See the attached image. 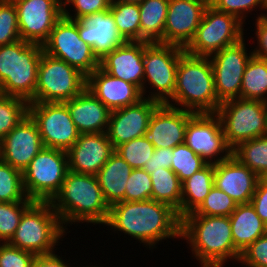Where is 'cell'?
Masks as SVG:
<instances>
[{"label":"cell","mask_w":267,"mask_h":267,"mask_svg":"<svg viewBox=\"0 0 267 267\" xmlns=\"http://www.w3.org/2000/svg\"><path fill=\"white\" fill-rule=\"evenodd\" d=\"M152 249L166 238H180L181 219L170 205L152 199L112 204L106 222Z\"/></svg>","instance_id":"6da1fadb"},{"label":"cell","mask_w":267,"mask_h":267,"mask_svg":"<svg viewBox=\"0 0 267 267\" xmlns=\"http://www.w3.org/2000/svg\"><path fill=\"white\" fill-rule=\"evenodd\" d=\"M180 238L190 244L193 256L201 267H224L228 259L239 261L235 248L229 216L195 215L181 218Z\"/></svg>","instance_id":"7a4b0ae2"},{"label":"cell","mask_w":267,"mask_h":267,"mask_svg":"<svg viewBox=\"0 0 267 267\" xmlns=\"http://www.w3.org/2000/svg\"><path fill=\"white\" fill-rule=\"evenodd\" d=\"M50 203L64 229L67 224L77 222L105 225L109 217L110 206L94 175L68 171L60 191Z\"/></svg>","instance_id":"3957f363"},{"label":"cell","mask_w":267,"mask_h":267,"mask_svg":"<svg viewBox=\"0 0 267 267\" xmlns=\"http://www.w3.org/2000/svg\"><path fill=\"white\" fill-rule=\"evenodd\" d=\"M170 100L165 104L194 113L217 112L221 102L215 92L214 72L209 57L186 52L180 56L174 94ZM170 102H175L176 106Z\"/></svg>","instance_id":"277c9868"},{"label":"cell","mask_w":267,"mask_h":267,"mask_svg":"<svg viewBox=\"0 0 267 267\" xmlns=\"http://www.w3.org/2000/svg\"><path fill=\"white\" fill-rule=\"evenodd\" d=\"M66 230L50 201H34L21 216L11 246L30 251L35 255L55 252L54 247ZM59 240V241H58Z\"/></svg>","instance_id":"5b68a950"},{"label":"cell","mask_w":267,"mask_h":267,"mask_svg":"<svg viewBox=\"0 0 267 267\" xmlns=\"http://www.w3.org/2000/svg\"><path fill=\"white\" fill-rule=\"evenodd\" d=\"M216 114L232 149L243 141L267 135L266 102L233 98L221 102Z\"/></svg>","instance_id":"8992f818"},{"label":"cell","mask_w":267,"mask_h":267,"mask_svg":"<svg viewBox=\"0 0 267 267\" xmlns=\"http://www.w3.org/2000/svg\"><path fill=\"white\" fill-rule=\"evenodd\" d=\"M184 52V48L177 45L144 42L143 98L161 104L169 101L174 94L178 62ZM147 82L154 92H149L150 96L145 97Z\"/></svg>","instance_id":"52a82bcc"},{"label":"cell","mask_w":267,"mask_h":267,"mask_svg":"<svg viewBox=\"0 0 267 267\" xmlns=\"http://www.w3.org/2000/svg\"><path fill=\"white\" fill-rule=\"evenodd\" d=\"M236 16L207 6L193 39L184 48L190 55L210 57L244 38V27Z\"/></svg>","instance_id":"ba28073f"},{"label":"cell","mask_w":267,"mask_h":267,"mask_svg":"<svg viewBox=\"0 0 267 267\" xmlns=\"http://www.w3.org/2000/svg\"><path fill=\"white\" fill-rule=\"evenodd\" d=\"M68 171L67 151L43 148L22 172L27 197L51 201L60 191Z\"/></svg>","instance_id":"9c48e42d"},{"label":"cell","mask_w":267,"mask_h":267,"mask_svg":"<svg viewBox=\"0 0 267 267\" xmlns=\"http://www.w3.org/2000/svg\"><path fill=\"white\" fill-rule=\"evenodd\" d=\"M87 77L65 61L43 51L38 66L35 102L64 103L80 94Z\"/></svg>","instance_id":"30bf717a"},{"label":"cell","mask_w":267,"mask_h":267,"mask_svg":"<svg viewBox=\"0 0 267 267\" xmlns=\"http://www.w3.org/2000/svg\"><path fill=\"white\" fill-rule=\"evenodd\" d=\"M45 53L65 61L86 77L100 67V60L92 47L79 36L78 20L64 15L56 22L49 39L43 44Z\"/></svg>","instance_id":"8fae6325"},{"label":"cell","mask_w":267,"mask_h":267,"mask_svg":"<svg viewBox=\"0 0 267 267\" xmlns=\"http://www.w3.org/2000/svg\"><path fill=\"white\" fill-rule=\"evenodd\" d=\"M28 115L36 123L45 148L68 151L80 135L65 103H29Z\"/></svg>","instance_id":"7c38bea8"},{"label":"cell","mask_w":267,"mask_h":267,"mask_svg":"<svg viewBox=\"0 0 267 267\" xmlns=\"http://www.w3.org/2000/svg\"><path fill=\"white\" fill-rule=\"evenodd\" d=\"M184 143L206 163L216 164L232 156L216 113H194L188 120Z\"/></svg>","instance_id":"4fadbf2b"},{"label":"cell","mask_w":267,"mask_h":267,"mask_svg":"<svg viewBox=\"0 0 267 267\" xmlns=\"http://www.w3.org/2000/svg\"><path fill=\"white\" fill-rule=\"evenodd\" d=\"M245 46L243 38L209 57L214 72L215 92L220 102L240 98L243 74L253 55L247 53Z\"/></svg>","instance_id":"5bb4252c"},{"label":"cell","mask_w":267,"mask_h":267,"mask_svg":"<svg viewBox=\"0 0 267 267\" xmlns=\"http://www.w3.org/2000/svg\"><path fill=\"white\" fill-rule=\"evenodd\" d=\"M43 51V45L37 43L22 39L14 42L13 78H7L0 85V93L35 103L38 66Z\"/></svg>","instance_id":"9a60e30c"},{"label":"cell","mask_w":267,"mask_h":267,"mask_svg":"<svg viewBox=\"0 0 267 267\" xmlns=\"http://www.w3.org/2000/svg\"><path fill=\"white\" fill-rule=\"evenodd\" d=\"M12 1L17 10L21 39L43 45L56 22L63 16V7L58 0Z\"/></svg>","instance_id":"2e32d148"},{"label":"cell","mask_w":267,"mask_h":267,"mask_svg":"<svg viewBox=\"0 0 267 267\" xmlns=\"http://www.w3.org/2000/svg\"><path fill=\"white\" fill-rule=\"evenodd\" d=\"M43 148L38 127L27 115L0 141V159L23 172Z\"/></svg>","instance_id":"e0dca14e"},{"label":"cell","mask_w":267,"mask_h":267,"mask_svg":"<svg viewBox=\"0 0 267 267\" xmlns=\"http://www.w3.org/2000/svg\"><path fill=\"white\" fill-rule=\"evenodd\" d=\"M161 103L143 98L138 103L111 111L107 134L114 149L144 136L154 110Z\"/></svg>","instance_id":"ac0fdd59"},{"label":"cell","mask_w":267,"mask_h":267,"mask_svg":"<svg viewBox=\"0 0 267 267\" xmlns=\"http://www.w3.org/2000/svg\"><path fill=\"white\" fill-rule=\"evenodd\" d=\"M193 114L192 111L160 104L150 118L144 137L155 149H173L184 143L187 123Z\"/></svg>","instance_id":"d6986e66"},{"label":"cell","mask_w":267,"mask_h":267,"mask_svg":"<svg viewBox=\"0 0 267 267\" xmlns=\"http://www.w3.org/2000/svg\"><path fill=\"white\" fill-rule=\"evenodd\" d=\"M114 152L107 132L80 134L67 151L68 170L77 174L96 176Z\"/></svg>","instance_id":"ffe728a7"},{"label":"cell","mask_w":267,"mask_h":267,"mask_svg":"<svg viewBox=\"0 0 267 267\" xmlns=\"http://www.w3.org/2000/svg\"><path fill=\"white\" fill-rule=\"evenodd\" d=\"M206 7L194 0H169L164 44L185 48L193 39Z\"/></svg>","instance_id":"44dd1931"},{"label":"cell","mask_w":267,"mask_h":267,"mask_svg":"<svg viewBox=\"0 0 267 267\" xmlns=\"http://www.w3.org/2000/svg\"><path fill=\"white\" fill-rule=\"evenodd\" d=\"M258 181L259 176L233 156L214 164V186L237 204L251 202Z\"/></svg>","instance_id":"7402d4cb"},{"label":"cell","mask_w":267,"mask_h":267,"mask_svg":"<svg viewBox=\"0 0 267 267\" xmlns=\"http://www.w3.org/2000/svg\"><path fill=\"white\" fill-rule=\"evenodd\" d=\"M144 41H125L100 60V68L111 76L143 89Z\"/></svg>","instance_id":"603a6c76"},{"label":"cell","mask_w":267,"mask_h":267,"mask_svg":"<svg viewBox=\"0 0 267 267\" xmlns=\"http://www.w3.org/2000/svg\"><path fill=\"white\" fill-rule=\"evenodd\" d=\"M86 87L110 110L124 108L143 99L134 84L114 77L98 67L87 77Z\"/></svg>","instance_id":"cb8c5ba5"},{"label":"cell","mask_w":267,"mask_h":267,"mask_svg":"<svg viewBox=\"0 0 267 267\" xmlns=\"http://www.w3.org/2000/svg\"><path fill=\"white\" fill-rule=\"evenodd\" d=\"M78 32L80 38L92 47L93 53L99 60L125 42L118 33L109 10L78 20Z\"/></svg>","instance_id":"d4e9b609"},{"label":"cell","mask_w":267,"mask_h":267,"mask_svg":"<svg viewBox=\"0 0 267 267\" xmlns=\"http://www.w3.org/2000/svg\"><path fill=\"white\" fill-rule=\"evenodd\" d=\"M64 103L80 134L107 132L111 111L87 87Z\"/></svg>","instance_id":"484cf974"},{"label":"cell","mask_w":267,"mask_h":267,"mask_svg":"<svg viewBox=\"0 0 267 267\" xmlns=\"http://www.w3.org/2000/svg\"><path fill=\"white\" fill-rule=\"evenodd\" d=\"M229 219L234 246L240 253L259 237L267 234V226L251 203L238 204Z\"/></svg>","instance_id":"4316f807"},{"label":"cell","mask_w":267,"mask_h":267,"mask_svg":"<svg viewBox=\"0 0 267 267\" xmlns=\"http://www.w3.org/2000/svg\"><path fill=\"white\" fill-rule=\"evenodd\" d=\"M133 168L116 152L98 171L96 177L109 206L125 201L127 181Z\"/></svg>","instance_id":"83f0119b"},{"label":"cell","mask_w":267,"mask_h":267,"mask_svg":"<svg viewBox=\"0 0 267 267\" xmlns=\"http://www.w3.org/2000/svg\"><path fill=\"white\" fill-rule=\"evenodd\" d=\"M140 41L164 44L169 0H140Z\"/></svg>","instance_id":"f1b7e54d"},{"label":"cell","mask_w":267,"mask_h":267,"mask_svg":"<svg viewBox=\"0 0 267 267\" xmlns=\"http://www.w3.org/2000/svg\"><path fill=\"white\" fill-rule=\"evenodd\" d=\"M214 186V164L207 163L201 170L182 182L181 218L194 212Z\"/></svg>","instance_id":"f546056e"},{"label":"cell","mask_w":267,"mask_h":267,"mask_svg":"<svg viewBox=\"0 0 267 267\" xmlns=\"http://www.w3.org/2000/svg\"><path fill=\"white\" fill-rule=\"evenodd\" d=\"M152 200L170 205L181 219L182 182L171 169H159L150 174Z\"/></svg>","instance_id":"4dcf8cb0"},{"label":"cell","mask_w":267,"mask_h":267,"mask_svg":"<svg viewBox=\"0 0 267 267\" xmlns=\"http://www.w3.org/2000/svg\"><path fill=\"white\" fill-rule=\"evenodd\" d=\"M240 98L267 103V61L254 55L248 61L242 79Z\"/></svg>","instance_id":"1f68e13d"},{"label":"cell","mask_w":267,"mask_h":267,"mask_svg":"<svg viewBox=\"0 0 267 267\" xmlns=\"http://www.w3.org/2000/svg\"><path fill=\"white\" fill-rule=\"evenodd\" d=\"M118 33L125 41H140V9L138 1L111 3Z\"/></svg>","instance_id":"d6a6232c"},{"label":"cell","mask_w":267,"mask_h":267,"mask_svg":"<svg viewBox=\"0 0 267 267\" xmlns=\"http://www.w3.org/2000/svg\"><path fill=\"white\" fill-rule=\"evenodd\" d=\"M232 156L259 176L267 170V135L239 143Z\"/></svg>","instance_id":"836d02e7"},{"label":"cell","mask_w":267,"mask_h":267,"mask_svg":"<svg viewBox=\"0 0 267 267\" xmlns=\"http://www.w3.org/2000/svg\"><path fill=\"white\" fill-rule=\"evenodd\" d=\"M0 202H34L27 197L22 171L0 159Z\"/></svg>","instance_id":"e575fe53"},{"label":"cell","mask_w":267,"mask_h":267,"mask_svg":"<svg viewBox=\"0 0 267 267\" xmlns=\"http://www.w3.org/2000/svg\"><path fill=\"white\" fill-rule=\"evenodd\" d=\"M29 102L0 93V141L28 115Z\"/></svg>","instance_id":"d590c367"},{"label":"cell","mask_w":267,"mask_h":267,"mask_svg":"<svg viewBox=\"0 0 267 267\" xmlns=\"http://www.w3.org/2000/svg\"><path fill=\"white\" fill-rule=\"evenodd\" d=\"M155 147L144 136L119 145L115 152L133 169H143L150 161Z\"/></svg>","instance_id":"8d00e7d4"},{"label":"cell","mask_w":267,"mask_h":267,"mask_svg":"<svg viewBox=\"0 0 267 267\" xmlns=\"http://www.w3.org/2000/svg\"><path fill=\"white\" fill-rule=\"evenodd\" d=\"M171 170L181 182L201 170L207 163L185 143L177 145L172 150Z\"/></svg>","instance_id":"74e56055"},{"label":"cell","mask_w":267,"mask_h":267,"mask_svg":"<svg viewBox=\"0 0 267 267\" xmlns=\"http://www.w3.org/2000/svg\"><path fill=\"white\" fill-rule=\"evenodd\" d=\"M237 203L225 192L213 186L201 205L193 212L204 216H230L237 207Z\"/></svg>","instance_id":"f35d334b"},{"label":"cell","mask_w":267,"mask_h":267,"mask_svg":"<svg viewBox=\"0 0 267 267\" xmlns=\"http://www.w3.org/2000/svg\"><path fill=\"white\" fill-rule=\"evenodd\" d=\"M33 202H0V243L14 236L24 211Z\"/></svg>","instance_id":"ab89813d"},{"label":"cell","mask_w":267,"mask_h":267,"mask_svg":"<svg viewBox=\"0 0 267 267\" xmlns=\"http://www.w3.org/2000/svg\"><path fill=\"white\" fill-rule=\"evenodd\" d=\"M17 10L12 0H0V46L20 40Z\"/></svg>","instance_id":"60d3db41"},{"label":"cell","mask_w":267,"mask_h":267,"mask_svg":"<svg viewBox=\"0 0 267 267\" xmlns=\"http://www.w3.org/2000/svg\"><path fill=\"white\" fill-rule=\"evenodd\" d=\"M152 181L144 169H133L125 190V201H143L152 199Z\"/></svg>","instance_id":"b9f144b4"},{"label":"cell","mask_w":267,"mask_h":267,"mask_svg":"<svg viewBox=\"0 0 267 267\" xmlns=\"http://www.w3.org/2000/svg\"><path fill=\"white\" fill-rule=\"evenodd\" d=\"M216 10L236 16L245 23V18L253 8H262V0H213L212 5Z\"/></svg>","instance_id":"7bdbcfd3"},{"label":"cell","mask_w":267,"mask_h":267,"mask_svg":"<svg viewBox=\"0 0 267 267\" xmlns=\"http://www.w3.org/2000/svg\"><path fill=\"white\" fill-rule=\"evenodd\" d=\"M74 6L75 14H70L66 7L68 5ZM111 0H70L63 8V15L72 20L87 19L90 15L109 10Z\"/></svg>","instance_id":"ee69618b"},{"label":"cell","mask_w":267,"mask_h":267,"mask_svg":"<svg viewBox=\"0 0 267 267\" xmlns=\"http://www.w3.org/2000/svg\"><path fill=\"white\" fill-rule=\"evenodd\" d=\"M238 263L246 265L245 267H267V234L243 250Z\"/></svg>","instance_id":"f6af8a7d"},{"label":"cell","mask_w":267,"mask_h":267,"mask_svg":"<svg viewBox=\"0 0 267 267\" xmlns=\"http://www.w3.org/2000/svg\"><path fill=\"white\" fill-rule=\"evenodd\" d=\"M35 254L11 246L8 242L0 244V267H29Z\"/></svg>","instance_id":"bcb514c9"},{"label":"cell","mask_w":267,"mask_h":267,"mask_svg":"<svg viewBox=\"0 0 267 267\" xmlns=\"http://www.w3.org/2000/svg\"><path fill=\"white\" fill-rule=\"evenodd\" d=\"M171 148H159L155 149L153 156L151 157L150 161L144 166V170L151 174L155 170L159 169H171L172 164V153Z\"/></svg>","instance_id":"7dc6e473"},{"label":"cell","mask_w":267,"mask_h":267,"mask_svg":"<svg viewBox=\"0 0 267 267\" xmlns=\"http://www.w3.org/2000/svg\"><path fill=\"white\" fill-rule=\"evenodd\" d=\"M14 43L0 46V85L13 78Z\"/></svg>","instance_id":"c3c4849f"},{"label":"cell","mask_w":267,"mask_h":267,"mask_svg":"<svg viewBox=\"0 0 267 267\" xmlns=\"http://www.w3.org/2000/svg\"><path fill=\"white\" fill-rule=\"evenodd\" d=\"M250 203L255 208L257 215L267 226V185L258 181Z\"/></svg>","instance_id":"681fc988"},{"label":"cell","mask_w":267,"mask_h":267,"mask_svg":"<svg viewBox=\"0 0 267 267\" xmlns=\"http://www.w3.org/2000/svg\"><path fill=\"white\" fill-rule=\"evenodd\" d=\"M256 20V38L257 47L251 52L255 57L267 61V26L263 25L258 19Z\"/></svg>","instance_id":"f907efd6"},{"label":"cell","mask_w":267,"mask_h":267,"mask_svg":"<svg viewBox=\"0 0 267 267\" xmlns=\"http://www.w3.org/2000/svg\"><path fill=\"white\" fill-rule=\"evenodd\" d=\"M29 267H70L55 252L36 255Z\"/></svg>","instance_id":"816d5d0a"},{"label":"cell","mask_w":267,"mask_h":267,"mask_svg":"<svg viewBox=\"0 0 267 267\" xmlns=\"http://www.w3.org/2000/svg\"><path fill=\"white\" fill-rule=\"evenodd\" d=\"M262 10H264V11H267L266 9H267V6H262V8H261ZM257 19L263 24V25H265V26H267V14H263V13H261L258 17H257Z\"/></svg>","instance_id":"f5cc1de1"},{"label":"cell","mask_w":267,"mask_h":267,"mask_svg":"<svg viewBox=\"0 0 267 267\" xmlns=\"http://www.w3.org/2000/svg\"><path fill=\"white\" fill-rule=\"evenodd\" d=\"M259 181L262 184L267 185V170H265L262 174L259 175Z\"/></svg>","instance_id":"db71d44e"},{"label":"cell","mask_w":267,"mask_h":267,"mask_svg":"<svg viewBox=\"0 0 267 267\" xmlns=\"http://www.w3.org/2000/svg\"><path fill=\"white\" fill-rule=\"evenodd\" d=\"M194 1L201 2L205 4L206 6H211L213 0H194Z\"/></svg>","instance_id":"11a10c76"},{"label":"cell","mask_w":267,"mask_h":267,"mask_svg":"<svg viewBox=\"0 0 267 267\" xmlns=\"http://www.w3.org/2000/svg\"><path fill=\"white\" fill-rule=\"evenodd\" d=\"M132 1H140V0H111V3H117V2H132Z\"/></svg>","instance_id":"9f6ffc18"},{"label":"cell","mask_w":267,"mask_h":267,"mask_svg":"<svg viewBox=\"0 0 267 267\" xmlns=\"http://www.w3.org/2000/svg\"><path fill=\"white\" fill-rule=\"evenodd\" d=\"M70 0H58V2L60 3V5L64 8L66 5H67V3L69 2Z\"/></svg>","instance_id":"6f0895ef"},{"label":"cell","mask_w":267,"mask_h":267,"mask_svg":"<svg viewBox=\"0 0 267 267\" xmlns=\"http://www.w3.org/2000/svg\"><path fill=\"white\" fill-rule=\"evenodd\" d=\"M262 6H267V0H262Z\"/></svg>","instance_id":"680465c9"}]
</instances>
